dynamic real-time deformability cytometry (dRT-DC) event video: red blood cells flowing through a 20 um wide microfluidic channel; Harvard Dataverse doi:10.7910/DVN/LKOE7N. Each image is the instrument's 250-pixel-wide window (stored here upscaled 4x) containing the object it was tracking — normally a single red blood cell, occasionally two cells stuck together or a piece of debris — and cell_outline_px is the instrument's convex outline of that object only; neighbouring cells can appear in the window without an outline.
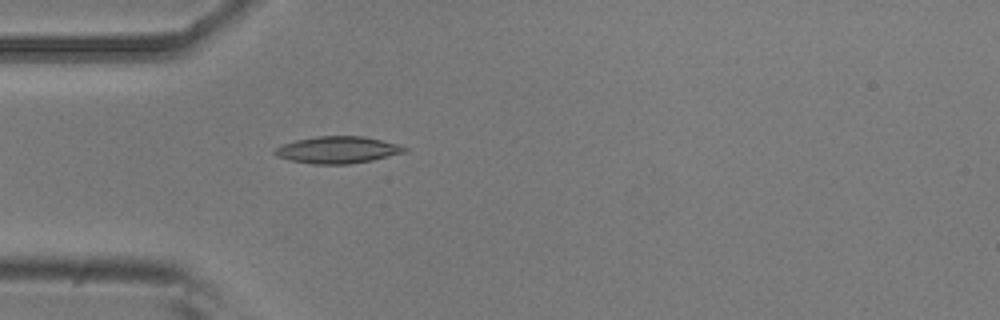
{"species": "common noctule bat (a hibernating species)", "species_latin": "Nyctalus noctula", "temperature_condition": "room temperature", "stored_images_in_passage": 4, "camera_frame_rate_fps": 3000, "um_per_image_px": 0.085, "animal": {"sex": "male", "body_mass_g": 20.5, "forearm_length_mm": 52.5}, "frame": {"image": 1, "passage_image": 4, "time_ms": 1.0, "image_size_px": [1000, 320], "cell_outline_px": [[408, 152], [372, 160], [348, 164], [312, 164], [292, 160], [276, 156], [272, 152], [276, 148], [284, 144], [296, 140], [316, 136], [364, 136], [396, 144], [408, 148]], "centroid_in_image_um": [28.71, 12.74], "position_along_channel_um": 56.3, "area_um2": 20.23}}